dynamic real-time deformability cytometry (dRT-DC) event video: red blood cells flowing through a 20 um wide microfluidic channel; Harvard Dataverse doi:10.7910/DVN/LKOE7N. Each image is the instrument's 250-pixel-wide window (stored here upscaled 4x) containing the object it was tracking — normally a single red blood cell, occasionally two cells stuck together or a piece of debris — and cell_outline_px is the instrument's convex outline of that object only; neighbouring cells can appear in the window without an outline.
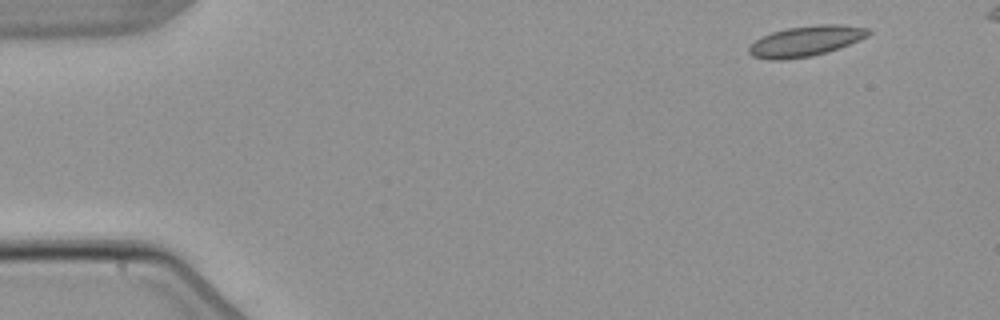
{"species": "common noctule bat (a hibernating species)", "species_latin": "Nyctalus noctula", "temperature_condition": "warm", "stored_images_in_passage": 5, "camera_frame_rate_fps": 3000, "um_per_image_px": 0.085, "animal": {"sex": "male", "body_mass_g": 21.5, "forearm_length_mm": 52.0}, "frame": {"image": 1, "passage_image": 1, "time_ms": 0.0, "image_size_px": [1000, 320], "cell_outline_px": [[872, 32], [868, 36], [860, 40], [840, 48], [812, 56], [784, 60], [768, 60], [752, 56], [748, 52], [748, 48], [756, 40], [772, 32], [788, 28], [820, 24], [840, 24], [868, 28]], "centroid_in_image_um": [68.52, 3.5], "position_along_channel_um": 16.5, "area_um2": 21.21}}